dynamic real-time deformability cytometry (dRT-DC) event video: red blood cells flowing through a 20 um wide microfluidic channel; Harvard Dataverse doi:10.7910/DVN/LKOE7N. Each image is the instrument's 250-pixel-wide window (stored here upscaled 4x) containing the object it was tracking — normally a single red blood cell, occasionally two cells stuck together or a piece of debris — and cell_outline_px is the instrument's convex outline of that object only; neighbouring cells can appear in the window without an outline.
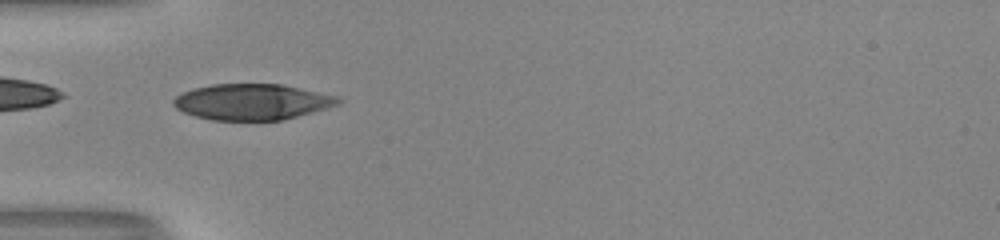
{"species": "human", "species_latin": "Homo sapiens", "temperature_condition": "room temperature", "stored_images_in_passage": 36, "camera_frame_rate_fps": 3000, "um_per_image_px": 0.085, "donor": {"sex": "male"}, "frame": {"image": 1, "passage_image": 1, "time_ms": 0.0, "image_size_px": [1000, 240], "cell_outline_px": [[344, 100], [340, 104], [328, 108], [284, 120], [212, 120], [196, 116], [184, 112], [176, 108], [172, 104], [172, 100], [176, 96], [192, 88], [212, 84], [280, 84], [340, 96]], "centroid_in_image_um": [21.47, 8.66], "position_along_channel_um": 63.5, "area_um2": 34.74}}
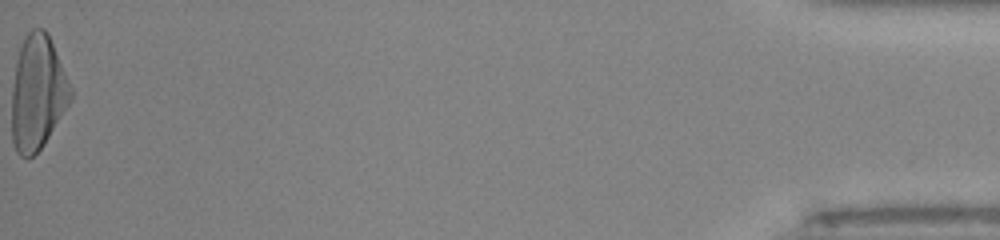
{"frame": {"image": 2, "passage_image": 36, "time_ms": 11.667, "image_size_px": [1000, 240], "cell_outline_px": [[72, 100], [44, 144], [28, 160], [20, 156], [16, 152], [12, 140], [12, 88], [16, 60], [24, 36], [32, 28], [44, 28], [48, 32], [72, 88]], "centroid_in_image_um": [3.19, 7.88], "position_along_channel_um": 432.0, "area_um2": 39.59}, "authors_computed_cell_mechanics": {"area_um2": 37.1076, "velocity_mm_per_s": 4.0392, "shape_relaxation_time_tau1_ms": 3.8073, "shape_relaxation_time_tau2_ms": null, "deformation_change_tau1": 0.2411, "deformation_change_tau2": null}}